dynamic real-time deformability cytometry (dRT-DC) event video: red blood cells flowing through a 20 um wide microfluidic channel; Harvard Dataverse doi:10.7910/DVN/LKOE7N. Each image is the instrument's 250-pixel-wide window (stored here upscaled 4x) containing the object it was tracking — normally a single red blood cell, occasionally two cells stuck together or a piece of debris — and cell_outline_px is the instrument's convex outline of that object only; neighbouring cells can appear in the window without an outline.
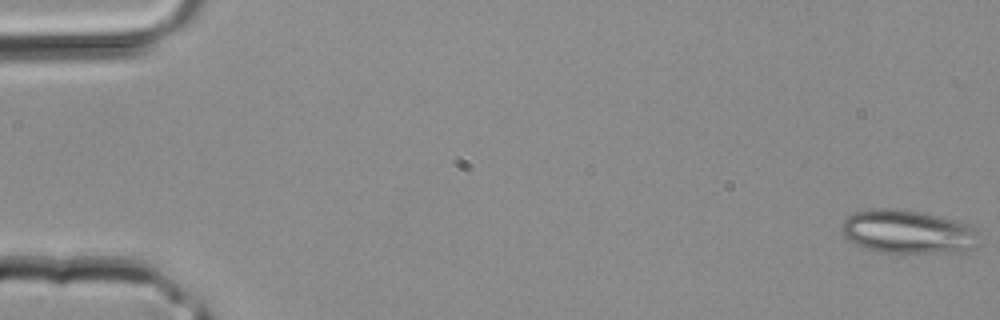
{"species": "common noctule bat (a hibernating species)", "species_latin": "Nyctalus noctula", "temperature_condition": "room temperature", "stored_images_in_passage": 40, "camera_frame_rate_fps": 3000, "um_per_image_px": 0.085, "animal": {"sex": "male", "body_mass_g": 20.4}, "frame": {"image": 1, "passage_image": 1, "time_ms": 0.0, "image_size_px": [1000, 320], "cell_outline_px": [[976, 248], [960, 252], [876, 252], [864, 248], [856, 244], [844, 236], [840, 228], [840, 224], [852, 212], [868, 208], [896, 208], [924, 212], [972, 224], [976, 228]], "centroid_in_image_um": [77.14, 19.68], "position_along_channel_um": 7.9, "area_um2": 35.37}}
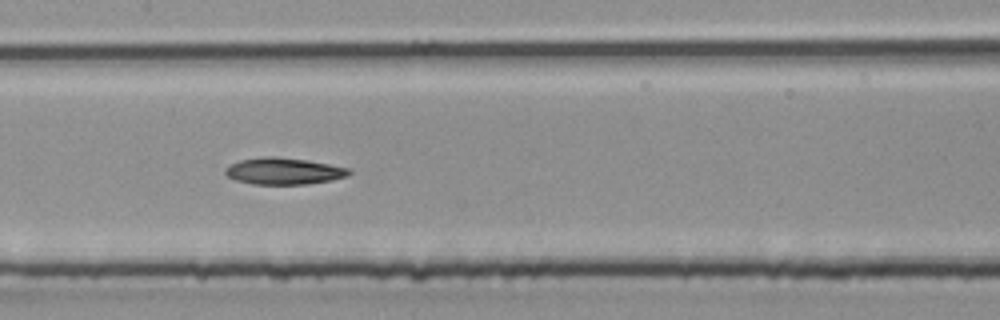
{"frame": {"image": 2, "passage_image": 20, "time_ms": 6.333, "image_size_px": [1000, 320], "cell_outline_px": [[352, 172], [348, 176], [332, 180], [308, 184], [252, 184], [236, 180], [228, 176], [224, 172], [224, 168], [240, 160], [260, 156], [276, 156], [308, 160], [352, 168]], "centroid_in_image_um": [24.16, 14.53], "position_along_channel_um": 183.2, "area_um2": 19.48}}
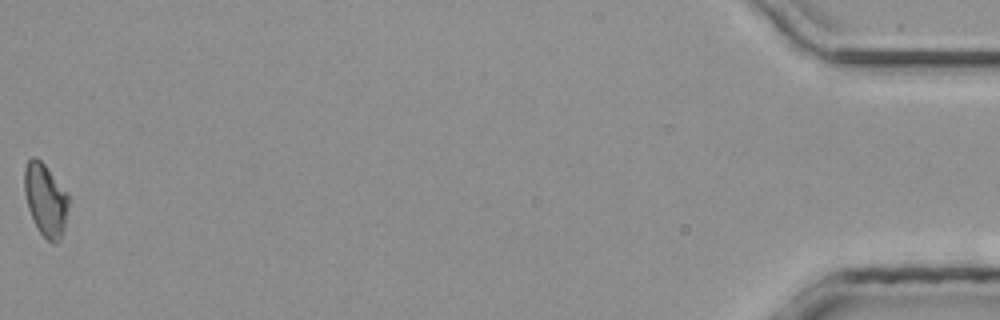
{"frame": {"image": 3, "passage_image": 40, "time_ms": 13.0, "image_size_px": [1000, 320], "cell_outline_px": [[68, 204], [64, 228], [60, 240], [56, 244], [52, 244], [36, 228], [28, 208], [24, 192], [24, 168], [28, 160], [32, 156], [36, 156], [44, 164], [68, 192]], "centroid_in_image_um": [3.86, 16.98], "position_along_channel_um": 431.3, "area_um2": 18.79}}